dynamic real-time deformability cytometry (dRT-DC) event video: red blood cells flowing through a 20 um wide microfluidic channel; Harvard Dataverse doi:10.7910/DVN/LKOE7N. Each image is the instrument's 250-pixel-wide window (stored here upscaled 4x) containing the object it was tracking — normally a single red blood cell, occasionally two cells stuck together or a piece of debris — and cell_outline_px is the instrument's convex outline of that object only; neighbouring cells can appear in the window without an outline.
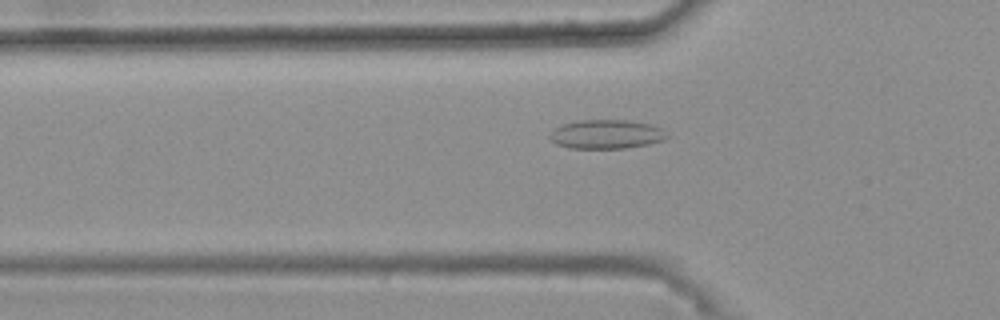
{"species": "common noctule bat (a hibernating species)", "species_latin": "Nyctalus noctula", "temperature_condition": "warm", "stored_images_in_passage": 43, "camera_frame_rate_fps": 3000, "um_per_image_px": 0.085, "animal": {"sex": "female", "body_mass_g": 25.1}, "frame": {"image": 1, "passage_image": 11, "time_ms": 3.333, "image_size_px": [1000, 320], "cell_outline_px": [[668, 136], [664, 140], [648, 144], [624, 148], [568, 148], [556, 144], [548, 136], [556, 128], [564, 124], [576, 120], [628, 120], [648, 124], [664, 128]], "centroid_in_image_um": [51.56, 11.41], "position_along_channel_um": 74.2, "area_um2": 19.77}}
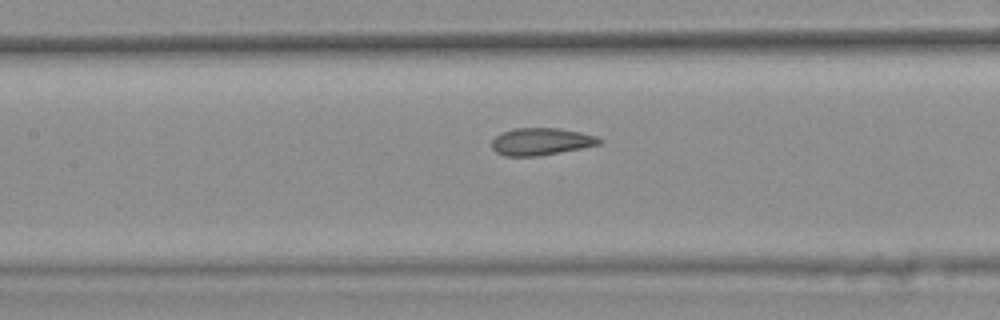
{"frame": {"image": 2, "passage_image": 18, "time_ms": 5.667, "image_size_px": [1000, 320], "cell_outline_px": [[604, 140], [600, 144], [560, 152], [536, 156], [504, 156], [496, 152], [492, 148], [492, 140], [496, 136], [504, 132], [516, 128], [560, 128], [580, 132], [596, 136]], "centroid_in_image_um": [46.0, 12.03], "position_along_channel_um": 161.4, "area_um2": 16.94}}
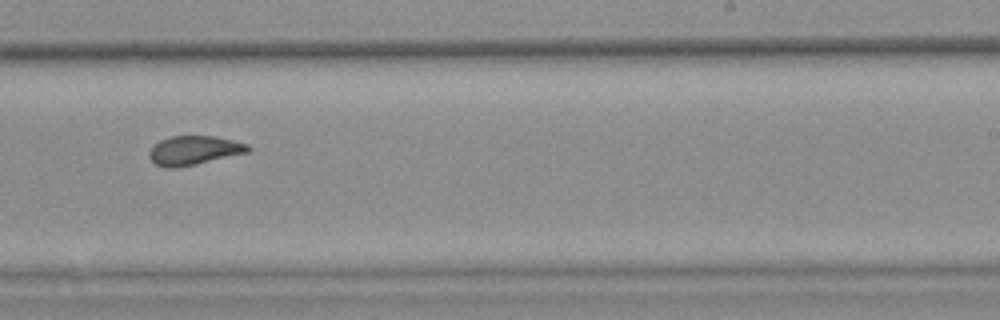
{"frame": {"image": 3, "passage_image": 27, "time_ms": 8.667, "image_size_px": [1000, 320], "cell_outline_px": [[252, 148], [248, 152], [196, 164], [176, 168], [168, 168], [156, 164], [148, 156], [148, 152], [160, 140], [168, 136], [216, 136], [248, 144]], "centroid_in_image_um": [16.49, 12.77], "position_along_channel_um": 272.5, "area_um2": 16.65}, "authors_computed_cell_mechanics": {"area_um2": 17.1088, "velocity_mm_per_s": 3.7212, "shape_relaxation_time_tau1_ms": null, "shape_relaxation_time_tau2_ms": 1.5906, "deformation_change_tau1": null, "deformation_change_tau2": 0.0631}}